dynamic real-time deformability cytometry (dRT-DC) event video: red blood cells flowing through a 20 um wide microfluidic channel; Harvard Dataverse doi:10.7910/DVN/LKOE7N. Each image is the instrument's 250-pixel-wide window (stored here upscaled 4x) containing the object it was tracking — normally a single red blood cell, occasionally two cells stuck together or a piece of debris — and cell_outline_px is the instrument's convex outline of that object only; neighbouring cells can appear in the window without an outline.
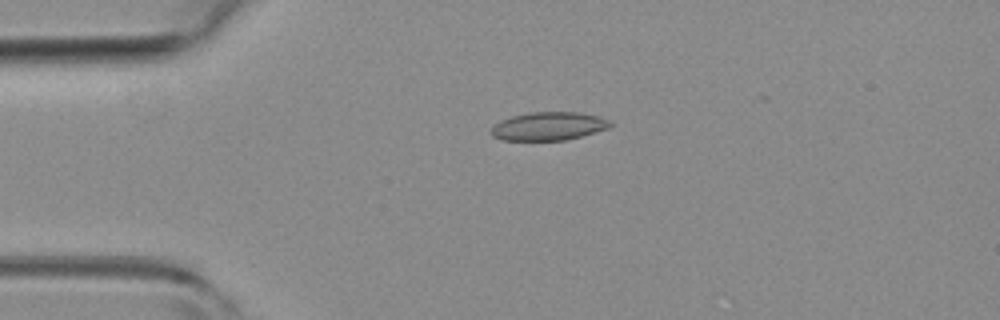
{"species": "common noctule bat (a hibernating species)", "species_latin": "Nyctalus noctula", "temperature_condition": "room temperature", "stored_images_in_passage": 4, "camera_frame_rate_fps": 3000, "um_per_image_px": 0.085, "animal": {"sex": "female", "body_mass_g": 19.3, "forearm_length_mm": 54.1}, "frame": {"image": 1, "passage_image": 3, "time_ms": 0.667, "image_size_px": [1000, 320], "cell_outline_px": [[612, 124], [608, 128], [580, 136], [564, 140], [500, 140], [492, 136], [488, 132], [500, 120], [512, 116], [528, 112], [580, 112], [600, 116], [612, 120]], "centroid_in_image_um": [46.62, 10.71], "position_along_channel_um": 38.4, "area_um2": 19.77}}